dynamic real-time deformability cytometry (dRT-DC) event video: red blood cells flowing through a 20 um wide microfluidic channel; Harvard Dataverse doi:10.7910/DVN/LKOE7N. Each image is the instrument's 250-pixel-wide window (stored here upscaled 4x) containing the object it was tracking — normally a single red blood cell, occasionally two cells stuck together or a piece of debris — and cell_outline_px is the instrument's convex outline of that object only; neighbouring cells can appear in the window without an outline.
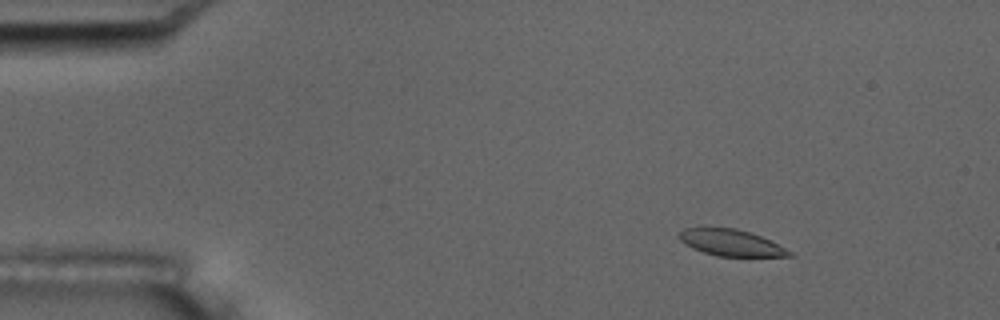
{"species": "common noctule bat (a hibernating species)", "species_latin": "Nyctalus noctula", "temperature_condition": "room temperature", "stored_images_in_passage": 5, "camera_frame_rate_fps": 3000, "um_per_image_px": 0.085, "animal": {"sex": "male", "body_mass_g": 17.5, "forearm_length_mm": 52.3}, "frame": {"image": 1, "passage_image": 3, "time_ms": 2.333, "image_size_px": [1000, 320], "cell_outline_px": [[796, 256], [716, 256], [692, 248], [684, 244], [680, 240], [680, 232], [684, 228], [700, 224], [736, 228], [760, 236], [792, 252]], "centroid_in_image_um": [62.02, 20.58], "position_along_channel_um": 23.0, "area_um2": 17.34}}